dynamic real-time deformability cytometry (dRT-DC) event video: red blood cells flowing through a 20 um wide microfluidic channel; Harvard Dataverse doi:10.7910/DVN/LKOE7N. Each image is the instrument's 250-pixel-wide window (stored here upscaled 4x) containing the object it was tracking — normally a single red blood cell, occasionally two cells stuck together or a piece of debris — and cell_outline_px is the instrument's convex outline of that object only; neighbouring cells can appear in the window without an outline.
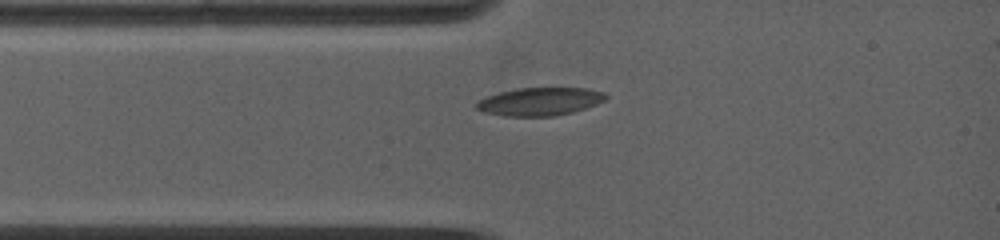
{"species": "common noctule bat (a hibernating species)", "species_latin": "Nyctalus noctula", "temperature_condition": "warm", "stored_images_in_passage": 7, "camera_frame_rate_fps": 5000, "um_per_image_px": 0.085, "animal": {"sex": "female", "body_mass_g": 19.0, "forearm_length_mm": 53.3}, "frame": {"image": 1, "passage_image": 4, "time_ms": 1.6, "image_size_px": [1000, 240], "cell_outline_px": [[608, 96], [604, 100], [596, 104], [572, 112], [552, 116], [504, 116], [484, 112], [476, 108], [476, 104], [484, 96], [516, 88], [588, 88], [604, 92]], "centroid_in_image_um": [45.87, 8.62], "position_along_channel_um": 39.1, "area_um2": 21.04}}
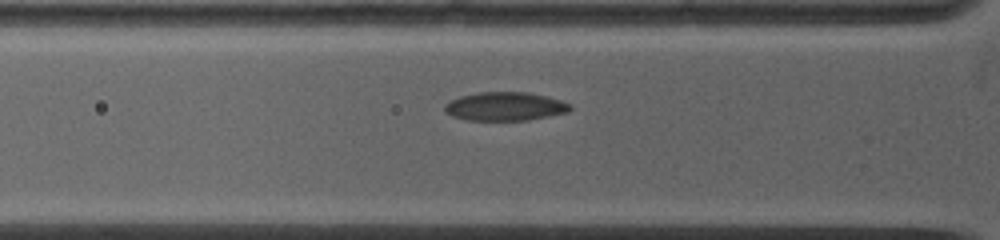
{"frame": {"image": 2, "passage_image": 6, "time_ms": 2.8, "image_size_px": [1000, 240], "cell_outline_px": [[572, 108], [568, 112], [528, 120], [464, 120], [452, 116], [444, 112], [444, 104], [460, 96], [480, 92], [528, 92], [560, 100], [568, 104]], "centroid_in_image_um": [42.88, 9.05], "position_along_channel_um": 82.9, "area_um2": 20.81}}